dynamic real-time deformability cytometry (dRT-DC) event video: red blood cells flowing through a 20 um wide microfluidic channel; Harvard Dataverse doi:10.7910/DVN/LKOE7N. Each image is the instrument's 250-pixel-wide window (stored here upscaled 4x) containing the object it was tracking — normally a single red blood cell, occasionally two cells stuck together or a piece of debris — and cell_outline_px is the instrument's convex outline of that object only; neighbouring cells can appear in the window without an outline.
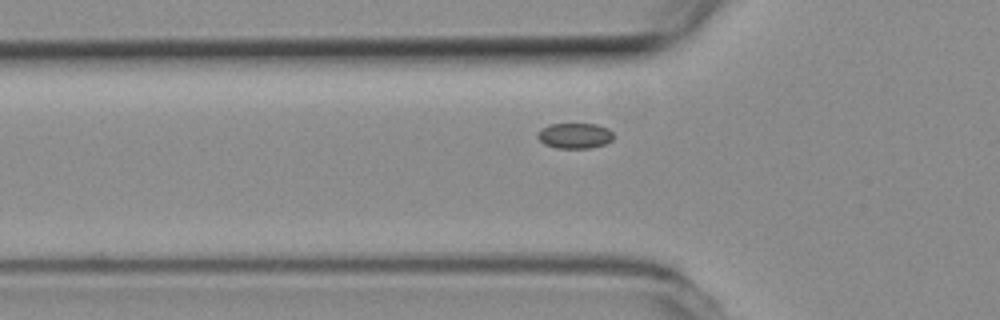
{"species": "common noctule bat (a hibernating species)", "species_latin": "Nyctalus noctula", "temperature_condition": "room temperature", "stored_images_in_passage": 34, "camera_frame_rate_fps": 3000, "um_per_image_px": 0.085, "animal": {"sex": "female", "body_mass_g": 19.3, "forearm_length_mm": 54.1}, "frame": {"image": 1, "passage_image": 5, "time_ms": 1.333, "image_size_px": [1000, 320], "cell_outline_px": [[616, 136], [612, 140], [604, 144], [588, 148], [556, 148], [544, 144], [536, 136], [540, 128], [548, 124], [596, 124], [608, 128]], "centroid_in_image_um": [48.85, 11.53], "position_along_channel_um": 77.0, "area_um2": 11.39}}
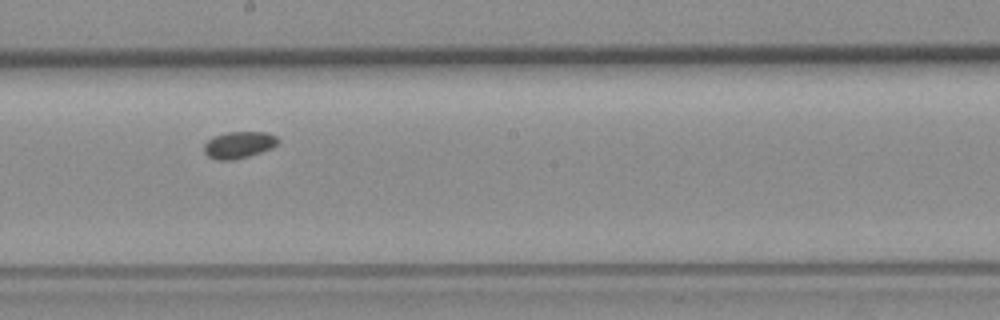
{"frame": {"image": 2, "passage_image": 17, "time_ms": 5.333, "image_size_px": [1000, 320], "cell_outline_px": [[280, 140], [272, 148], [248, 156], [232, 160], [216, 160], [208, 156], [204, 152], [204, 144], [208, 140], [216, 136], [228, 132], [268, 132], [276, 136]], "centroid_in_image_um": [20.31, 12.31], "position_along_channel_um": 227.9, "area_um2": 11.44}}
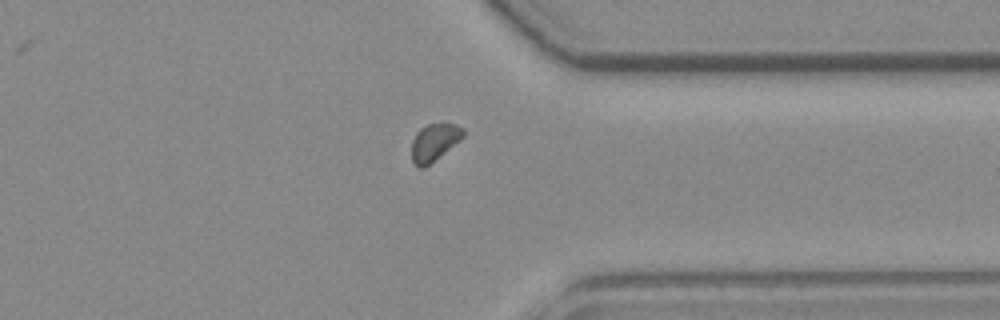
{"frame": {"image": 3, "passage_image": 29, "time_ms": 9.333, "image_size_px": [1000, 320], "cell_outline_px": [[464, 136], [460, 140], [424, 168], [420, 168], [412, 160], [412, 140], [416, 132], [420, 128], [428, 124], [444, 120], [456, 124], [464, 128]], "centroid_in_image_um": [36.94, 12.02], "position_along_channel_um": 374.5, "area_um2": 11.44}}